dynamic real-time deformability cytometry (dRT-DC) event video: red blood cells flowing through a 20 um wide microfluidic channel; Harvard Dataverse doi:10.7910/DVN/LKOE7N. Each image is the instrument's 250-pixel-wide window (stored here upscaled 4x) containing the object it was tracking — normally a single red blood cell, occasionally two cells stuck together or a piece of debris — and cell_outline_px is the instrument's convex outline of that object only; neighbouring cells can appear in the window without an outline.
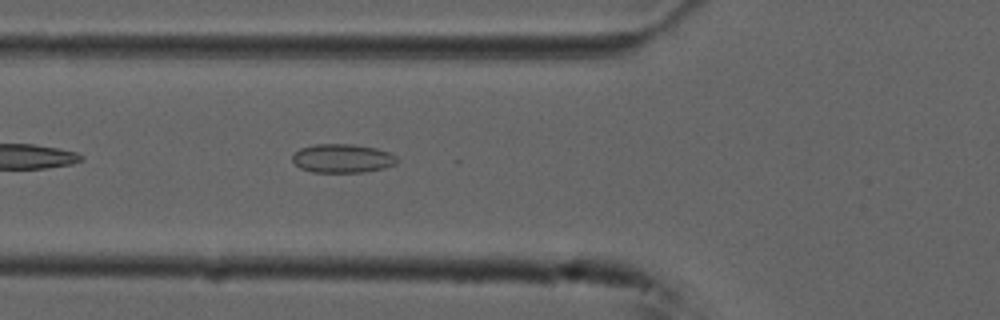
{"species": "common noctule bat (a hibernating species)", "species_latin": "Nyctalus noctula", "temperature_condition": "cold", "stored_images_in_passage": 40, "camera_frame_rate_fps": 3000, "um_per_image_px": 0.085, "animal": {"sex": "male", "forearm_length_mm": 52.5}, "frame": {"image": 1, "passage_image": 5, "time_ms": 1.333, "image_size_px": [1000, 320], "cell_outline_px": [[400, 160], [396, 164], [384, 168], [364, 172], [312, 172], [300, 168], [292, 160], [292, 156], [300, 148], [312, 144], [352, 144], [376, 148], [392, 152]], "centroid_in_image_um": [29.14, 13.46], "position_along_channel_um": 96.7, "area_um2": 17.74}}
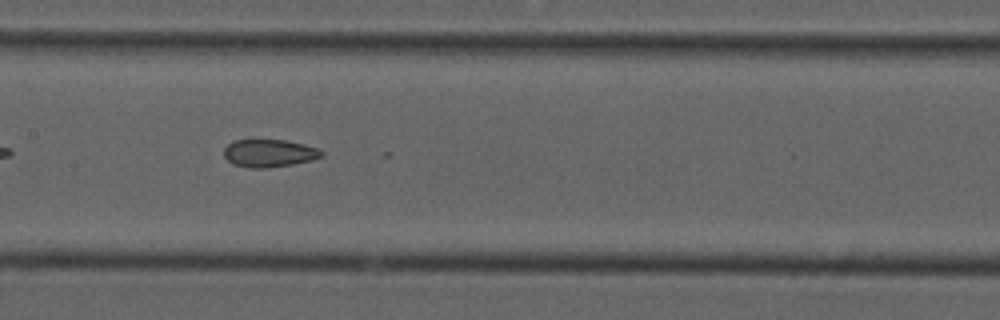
{"frame": {"image": 2, "passage_image": 12, "time_ms": 3.667, "image_size_px": [1000, 320], "cell_outline_px": [[324, 156], [312, 160], [292, 164], [268, 168], [248, 168], [232, 164], [224, 156], [224, 148], [232, 140], [284, 140], [304, 144], [320, 148], [324, 152]], "centroid_in_image_um": [22.9, 13.02], "position_along_channel_um": 184.5, "area_um2": 15.95}}
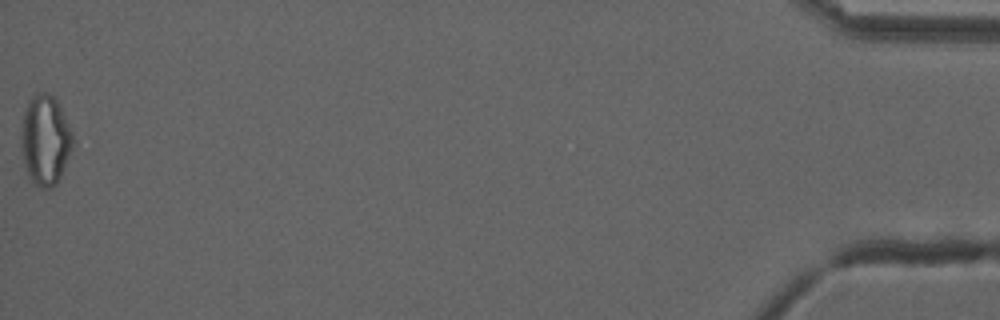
{"frame": {"image": 3, "passage_image": 40, "time_ms": 13.0, "image_size_px": [1000, 320], "cell_outline_px": [[72, 148], [60, 176], [56, 184], [52, 188], [44, 188], [36, 184], [28, 176], [24, 160], [20, 136], [24, 112], [28, 104], [40, 92], [48, 92], [56, 96], [72, 132]], "centroid_in_image_um": [3.86, 11.89], "position_along_channel_um": 431.3, "area_um2": 26.65}, "authors_computed_cell_mechanics": {"area_um2": 17.4267, "velocity_mm_per_s": 3.7372, "shape_relaxation_time_tau1_ms": null, "shape_relaxation_time_tau2_ms": 3.3863, "deformation_change_tau1": null, "deformation_change_tau2": 0.0934}}